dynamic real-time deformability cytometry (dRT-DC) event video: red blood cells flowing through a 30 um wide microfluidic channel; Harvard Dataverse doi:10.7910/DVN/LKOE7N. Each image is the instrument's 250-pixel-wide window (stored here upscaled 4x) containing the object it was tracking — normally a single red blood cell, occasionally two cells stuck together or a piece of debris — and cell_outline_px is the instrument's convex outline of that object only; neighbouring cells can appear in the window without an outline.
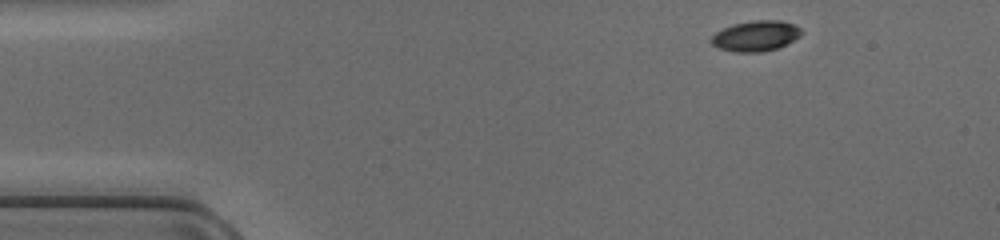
{"species": "common noctule bat (a hibernating species)", "species_latin": "Nyctalus noctula", "temperature_condition": "cold", "stored_images_in_passage": 42, "camera_frame_rate_fps": 3000, "um_per_image_px": 0.085, "animal": {"sex": "female", "body_mass_g": 17.0, "forearm_length_mm": 48.0}, "frame": {"image": 1, "passage_image": 1, "time_ms": 0.0, "image_size_px": [1000, 240], "cell_outline_px": [[804, 32], [800, 36], [776, 48], [760, 52], [736, 52], [720, 48], [712, 44], [708, 40], [716, 32], [732, 24], [752, 20], [780, 20], [792, 24], [800, 28]], "centroid_in_image_um": [64.21, 3.04], "position_along_channel_um": 20.8, "area_um2": 15.9}}
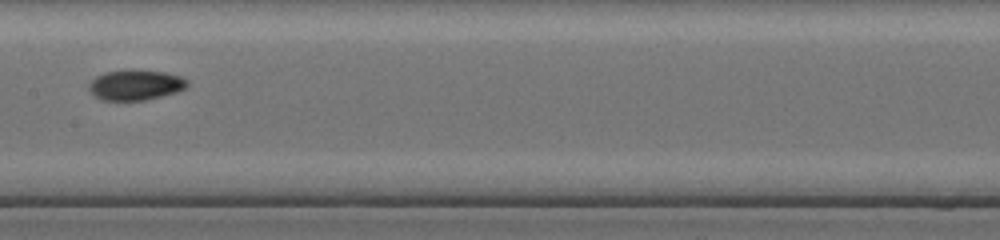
{"frame": {"image": 2, "passage_image": 19, "time_ms": 6.0, "image_size_px": [1000, 240], "cell_outline_px": [[188, 84], [184, 88], [176, 92], [144, 100], [100, 100], [88, 88], [88, 84], [96, 76], [104, 72], [128, 68], [132, 68], [164, 72], [180, 76], [188, 80]], "centroid_in_image_um": [11.49, 7.19], "position_along_channel_um": 195.9, "area_um2": 17.57}}
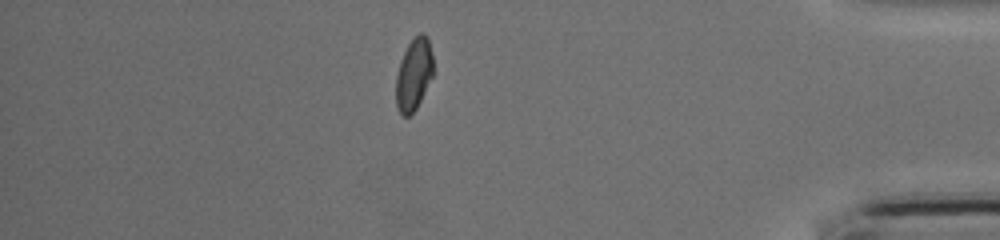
{"frame": {"image": 3, "passage_image": 36, "time_ms": 11.667, "image_size_px": [1000, 240], "cell_outline_px": [[432, 76], [416, 108], [408, 116], [404, 116], [396, 108], [396, 76], [400, 60], [408, 44], [420, 32], [424, 32], [428, 36], [432, 56]], "centroid_in_image_um": [35.15, 6.29], "position_along_channel_um": 400.0, "area_um2": 15.43}}